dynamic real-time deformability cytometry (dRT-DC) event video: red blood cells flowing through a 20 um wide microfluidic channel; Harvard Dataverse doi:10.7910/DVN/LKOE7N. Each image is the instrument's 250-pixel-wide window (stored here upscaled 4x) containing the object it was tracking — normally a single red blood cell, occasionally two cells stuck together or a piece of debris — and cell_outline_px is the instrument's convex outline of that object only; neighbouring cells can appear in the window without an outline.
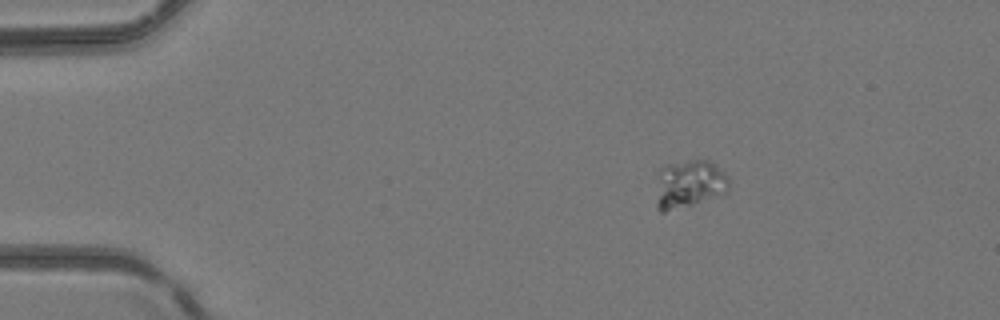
{"species": "common noctule bat (a hibernating species)", "species_latin": "Nyctalus noctula", "temperature_condition": "room temperature", "stored_images_in_passage": 3, "camera_frame_rate_fps": 3000, "um_per_image_px": 0.085, "animal": {"sex": "female", "body_mass_g": 24.6, "forearm_length_mm": 56.2}, "frame": {"image": 1, "passage_image": 1, "time_ms": 0.0, "image_size_px": [1000, 320], "cell_outline_px": [[732, 180], [728, 192], [720, 196], [664, 212], [660, 212], [656, 208], [656, 172], [660, 168], [668, 164], [688, 160], [708, 160], [724, 172]], "centroid_in_image_um": [58.57, 15.64], "position_along_channel_um": 26.4, "area_um2": 20.92}}